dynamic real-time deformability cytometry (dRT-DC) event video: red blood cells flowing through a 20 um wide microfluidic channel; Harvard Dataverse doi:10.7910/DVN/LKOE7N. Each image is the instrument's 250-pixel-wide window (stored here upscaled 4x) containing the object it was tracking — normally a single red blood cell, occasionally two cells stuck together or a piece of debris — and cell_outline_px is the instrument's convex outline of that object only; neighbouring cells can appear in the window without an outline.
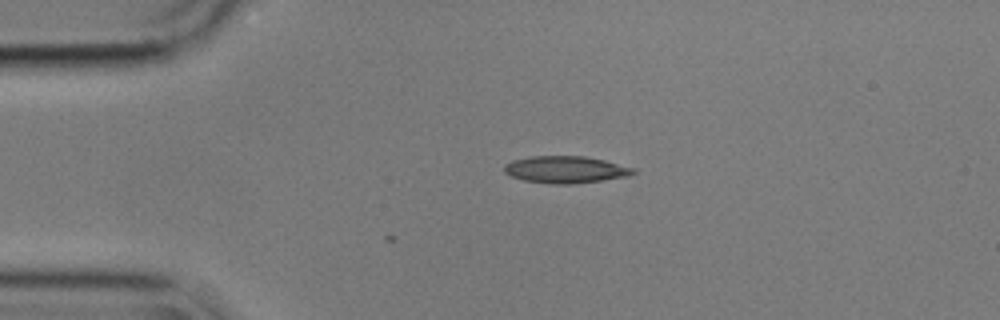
{"species": "common noctule bat (a hibernating species)", "species_latin": "Nyctalus noctula", "temperature_condition": "cold", "stored_images_in_passage": 2, "camera_frame_rate_fps": 3000, "um_per_image_px": 0.085, "animal": {"sex": "male", "body_mass_g": 17.9}, "frame": {"image": 1, "passage_image": 2, "time_ms": 0.333, "image_size_px": [1000, 320], "cell_outline_px": [[636, 172], [628, 176], [572, 184], [552, 184], [524, 180], [512, 176], [504, 172], [504, 164], [512, 160], [532, 156], [584, 156], [604, 160], [636, 168]], "centroid_in_image_um": [48.07, 14.41], "position_along_channel_um": 36.9, "area_um2": 20.23}}